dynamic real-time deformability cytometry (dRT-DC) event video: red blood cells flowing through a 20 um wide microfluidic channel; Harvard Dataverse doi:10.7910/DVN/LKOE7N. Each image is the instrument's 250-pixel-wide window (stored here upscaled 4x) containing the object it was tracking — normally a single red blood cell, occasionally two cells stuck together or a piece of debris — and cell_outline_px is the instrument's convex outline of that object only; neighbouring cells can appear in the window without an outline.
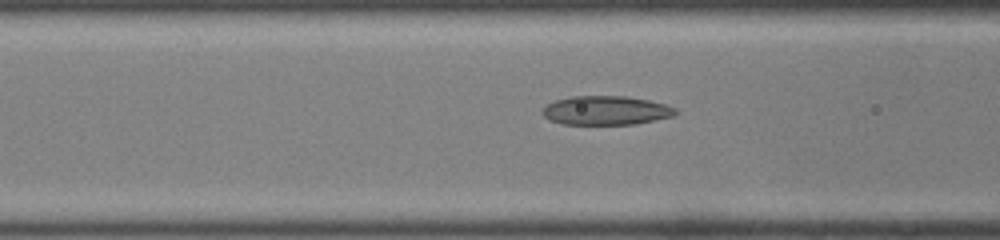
{"species": "common noctule bat (a hibernating species)", "species_latin": "Nyctalus noctula", "temperature_condition": "room temperature", "stored_images_in_passage": 25, "camera_frame_rate_fps": 3000, "um_per_image_px": 0.085, "animal": {"sex": "male", "body_mass_g": 19.0, "forearm_length_mm": 50.8}, "frame": {"image": 1, "passage_image": 5, "time_ms": 1.333, "image_size_px": [1000, 240], "cell_outline_px": [[676, 116], [636, 124], [560, 124], [548, 120], [540, 112], [540, 108], [556, 100], [572, 96], [624, 96], [648, 100], [664, 104], [676, 108]], "centroid_in_image_um": [51.47, 9.39], "position_along_channel_um": 115.1, "area_um2": 22.66}}
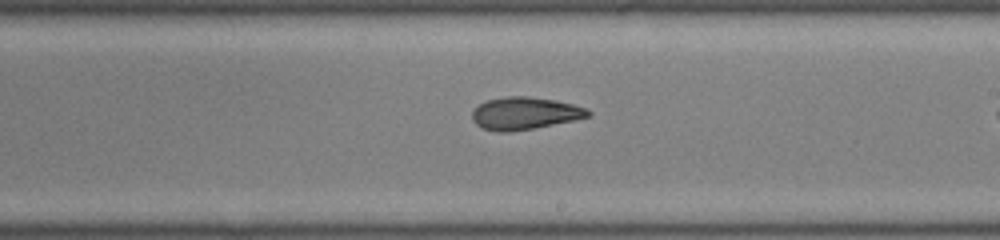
{"frame": {"image": 2, "passage_image": 14, "time_ms": 4.333, "image_size_px": [1000, 240], "cell_outline_px": [[592, 116], [532, 128], [508, 132], [496, 132], [480, 128], [472, 120], [472, 112], [480, 104], [488, 100], [508, 96], [528, 96], [556, 100], [588, 108], [592, 112]], "centroid_in_image_um": [44.61, 9.63], "position_along_channel_um": 244.4, "area_um2": 21.85}}
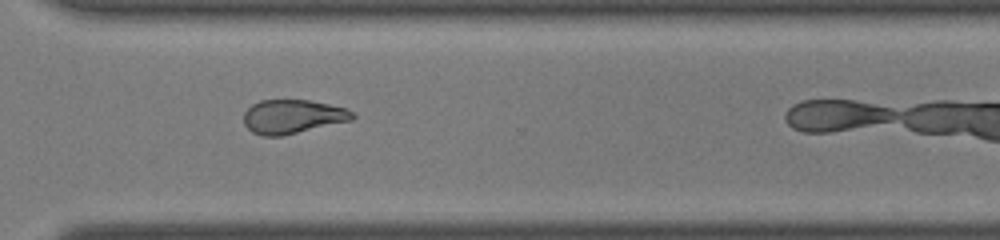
{"frame": {"image": 3, "passage_image": 21, "time_ms": 6.667, "image_size_px": [1000, 240], "cell_outline_px": [[356, 116], [352, 120], [284, 136], [264, 136], [252, 132], [244, 124], [244, 112], [252, 104], [260, 100], [308, 100], [328, 104], [344, 108], [352, 112]], "centroid_in_image_um": [24.85, 9.92], "position_along_channel_um": 345.7, "area_um2": 21.5}}